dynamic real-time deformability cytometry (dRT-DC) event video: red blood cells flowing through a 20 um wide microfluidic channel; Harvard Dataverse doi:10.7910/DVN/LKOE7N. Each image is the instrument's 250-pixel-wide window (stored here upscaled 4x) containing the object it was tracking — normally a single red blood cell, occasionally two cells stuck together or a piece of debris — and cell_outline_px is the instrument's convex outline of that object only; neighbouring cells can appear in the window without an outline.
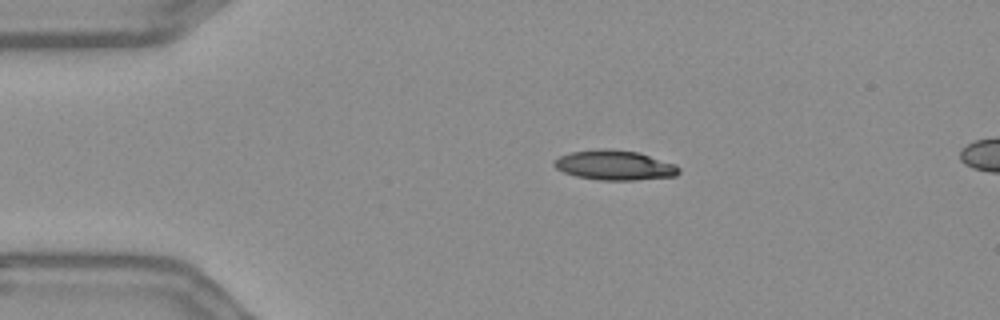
{"species": "Egyptian fruit bat (a non-hibernating species)", "species_latin": "Rousettus aegyptiacus", "temperature_condition": "warm", "stored_images_in_passage": 46, "segment_of_instrument_passage": [1, 2], "camera_frame_rate_fps": 3000, "um_per_image_px": 0.085, "frame": {"image": 1, "passage_image": 1, "time_ms": 0.0, "image_size_px": [1000, 320], "cell_outline_px": [[680, 172], [676, 176], [636, 180], [600, 180], [576, 176], [564, 172], [556, 168], [552, 164], [552, 160], [560, 156], [572, 152], [604, 148], [608, 148], [640, 152], [676, 164], [680, 168]], "centroid_in_image_um": [52.26, 14.04], "position_along_channel_um": 32.7, "area_um2": 21.85}}
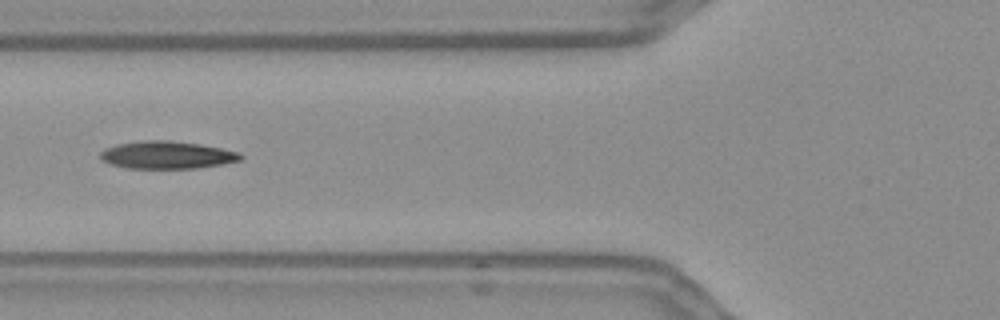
{"frame": {"image": 2, "passage_image": 11, "time_ms": 3.333, "image_size_px": [1000, 320], "cell_outline_px": [[244, 156], [240, 160], [220, 164], [196, 168], [128, 168], [108, 164], [100, 160], [100, 152], [104, 148], [116, 144], [144, 140], [168, 140], [200, 144], [240, 152]], "centroid_in_image_um": [14.14, 13.17], "position_along_channel_um": 111.7, "area_um2": 22.6}}
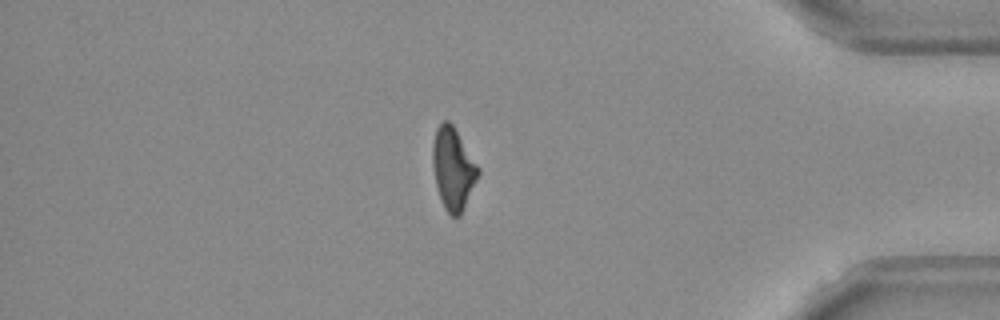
{"frame": {"image": 3, "passage_image": 37, "time_ms": 12.0, "image_size_px": [1000, 320], "cell_outline_px": [[480, 172], [460, 216], [452, 216], [444, 208], [436, 184], [432, 164], [432, 144], [436, 128], [444, 120], [448, 120], [452, 124], [480, 168]], "centroid_in_image_um": [38.5, 14.31], "position_along_channel_um": 396.7, "area_um2": 21.5}}